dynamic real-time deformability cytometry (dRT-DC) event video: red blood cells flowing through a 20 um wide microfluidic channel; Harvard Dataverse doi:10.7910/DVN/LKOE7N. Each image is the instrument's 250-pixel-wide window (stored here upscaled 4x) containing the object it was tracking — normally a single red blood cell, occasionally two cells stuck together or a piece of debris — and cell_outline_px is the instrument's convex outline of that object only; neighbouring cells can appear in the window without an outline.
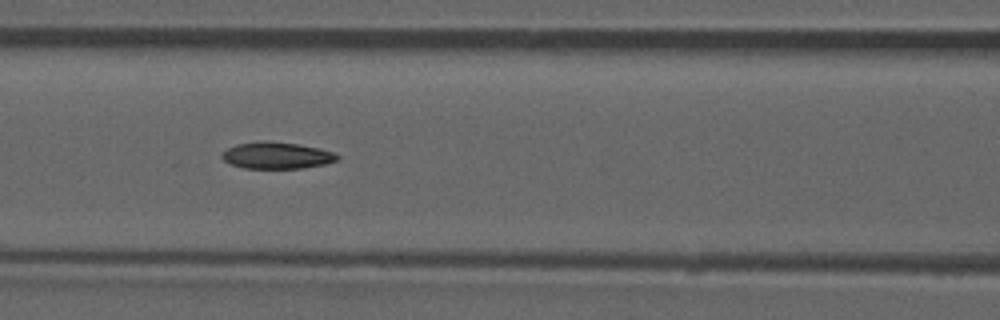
{"species": "common noctule bat (a hibernating species)", "species_latin": "Nyctalus noctula", "temperature_condition": "room temperature", "stored_images_in_passage": 53, "camera_frame_rate_fps": 3000, "um_per_image_px": 0.085, "animal": {"sex": "male", "forearm_length_mm": 52.5}, "frame": {"image": 1, "passage_image": 23, "time_ms": 7.333, "image_size_px": [1000, 320], "cell_outline_px": [[340, 156], [336, 160], [324, 164], [304, 168], [244, 168], [232, 164], [224, 160], [220, 156], [228, 148], [236, 144], [260, 140], [268, 140], [296, 144], [316, 148], [332, 152]], "centroid_in_image_um": [23.48, 13.2], "position_along_channel_um": 143.1, "area_um2": 17.74}, "authors_computed_cell_mechanics": {"area_um2": 18.1492, "velocity_mm_per_s": 3.87, "shape_relaxation_time_tau1_ms": 9.5809, "shape_relaxation_time_tau2_ms": 4.0835, "deformation_change_tau1": 0.2226, "deformation_change_tau2": 0.113}}